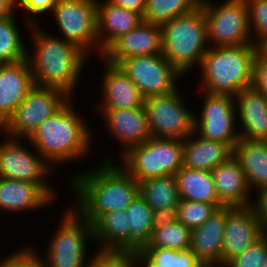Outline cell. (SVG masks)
Instances as JSON below:
<instances>
[{"mask_svg": "<svg viewBox=\"0 0 267 267\" xmlns=\"http://www.w3.org/2000/svg\"><path fill=\"white\" fill-rule=\"evenodd\" d=\"M222 203L194 202L180 199L174 217L190 230L203 225L215 211L223 207Z\"/></svg>", "mask_w": 267, "mask_h": 267, "instance_id": "35", "label": "cell"}, {"mask_svg": "<svg viewBox=\"0 0 267 267\" xmlns=\"http://www.w3.org/2000/svg\"><path fill=\"white\" fill-rule=\"evenodd\" d=\"M226 206L220 207L205 223L191 230L190 251L204 267H222Z\"/></svg>", "mask_w": 267, "mask_h": 267, "instance_id": "18", "label": "cell"}, {"mask_svg": "<svg viewBox=\"0 0 267 267\" xmlns=\"http://www.w3.org/2000/svg\"><path fill=\"white\" fill-rule=\"evenodd\" d=\"M176 89L144 98L151 137L184 140L194 133V114L187 110Z\"/></svg>", "mask_w": 267, "mask_h": 267, "instance_id": "8", "label": "cell"}, {"mask_svg": "<svg viewBox=\"0 0 267 267\" xmlns=\"http://www.w3.org/2000/svg\"><path fill=\"white\" fill-rule=\"evenodd\" d=\"M252 86L267 96V57L258 49L254 60Z\"/></svg>", "mask_w": 267, "mask_h": 267, "instance_id": "40", "label": "cell"}, {"mask_svg": "<svg viewBox=\"0 0 267 267\" xmlns=\"http://www.w3.org/2000/svg\"><path fill=\"white\" fill-rule=\"evenodd\" d=\"M57 0H16V5L21 6L31 15L43 14L53 10Z\"/></svg>", "mask_w": 267, "mask_h": 267, "instance_id": "41", "label": "cell"}, {"mask_svg": "<svg viewBox=\"0 0 267 267\" xmlns=\"http://www.w3.org/2000/svg\"><path fill=\"white\" fill-rule=\"evenodd\" d=\"M117 65L137 86L144 98L175 91L176 77L182 76L163 54L129 57Z\"/></svg>", "mask_w": 267, "mask_h": 267, "instance_id": "12", "label": "cell"}, {"mask_svg": "<svg viewBox=\"0 0 267 267\" xmlns=\"http://www.w3.org/2000/svg\"><path fill=\"white\" fill-rule=\"evenodd\" d=\"M257 49L265 56L267 57V38L262 41L258 46Z\"/></svg>", "mask_w": 267, "mask_h": 267, "instance_id": "45", "label": "cell"}, {"mask_svg": "<svg viewBox=\"0 0 267 267\" xmlns=\"http://www.w3.org/2000/svg\"><path fill=\"white\" fill-rule=\"evenodd\" d=\"M144 267H204L190 251L170 248H146L138 256Z\"/></svg>", "mask_w": 267, "mask_h": 267, "instance_id": "33", "label": "cell"}, {"mask_svg": "<svg viewBox=\"0 0 267 267\" xmlns=\"http://www.w3.org/2000/svg\"><path fill=\"white\" fill-rule=\"evenodd\" d=\"M102 164L71 181L79 198L77 212L92 226L109 212L126 210L140 194L139 183L124 167L112 164L108 157Z\"/></svg>", "mask_w": 267, "mask_h": 267, "instance_id": "1", "label": "cell"}, {"mask_svg": "<svg viewBox=\"0 0 267 267\" xmlns=\"http://www.w3.org/2000/svg\"><path fill=\"white\" fill-rule=\"evenodd\" d=\"M33 26L36 51L33 58L30 59L27 54L26 59L35 85L59 89L70 97L79 81L86 53L76 44L50 37L43 30L39 31L37 25Z\"/></svg>", "mask_w": 267, "mask_h": 267, "instance_id": "2", "label": "cell"}, {"mask_svg": "<svg viewBox=\"0 0 267 267\" xmlns=\"http://www.w3.org/2000/svg\"><path fill=\"white\" fill-rule=\"evenodd\" d=\"M234 97L244 127L240 139L267 141V96L251 86Z\"/></svg>", "mask_w": 267, "mask_h": 267, "instance_id": "22", "label": "cell"}, {"mask_svg": "<svg viewBox=\"0 0 267 267\" xmlns=\"http://www.w3.org/2000/svg\"><path fill=\"white\" fill-rule=\"evenodd\" d=\"M138 257L126 253L98 252L85 267H134Z\"/></svg>", "mask_w": 267, "mask_h": 267, "instance_id": "38", "label": "cell"}, {"mask_svg": "<svg viewBox=\"0 0 267 267\" xmlns=\"http://www.w3.org/2000/svg\"><path fill=\"white\" fill-rule=\"evenodd\" d=\"M199 5L205 16L207 39L213 40L215 47L253 44L246 0H227L218 6L200 0Z\"/></svg>", "mask_w": 267, "mask_h": 267, "instance_id": "7", "label": "cell"}, {"mask_svg": "<svg viewBox=\"0 0 267 267\" xmlns=\"http://www.w3.org/2000/svg\"><path fill=\"white\" fill-rule=\"evenodd\" d=\"M70 98L59 89L34 85L24 101L0 129L3 128L2 130L14 139L16 137L28 138L46 119L58 112Z\"/></svg>", "mask_w": 267, "mask_h": 267, "instance_id": "9", "label": "cell"}, {"mask_svg": "<svg viewBox=\"0 0 267 267\" xmlns=\"http://www.w3.org/2000/svg\"><path fill=\"white\" fill-rule=\"evenodd\" d=\"M189 135L183 140V166L189 169L212 171L233 156V149L225 143Z\"/></svg>", "mask_w": 267, "mask_h": 267, "instance_id": "25", "label": "cell"}, {"mask_svg": "<svg viewBox=\"0 0 267 267\" xmlns=\"http://www.w3.org/2000/svg\"><path fill=\"white\" fill-rule=\"evenodd\" d=\"M211 172L216 194L224 206H252L253 202L248 196L250 187L240 163L234 156L217 165Z\"/></svg>", "mask_w": 267, "mask_h": 267, "instance_id": "19", "label": "cell"}, {"mask_svg": "<svg viewBox=\"0 0 267 267\" xmlns=\"http://www.w3.org/2000/svg\"><path fill=\"white\" fill-rule=\"evenodd\" d=\"M261 267H267V260L264 262V264Z\"/></svg>", "mask_w": 267, "mask_h": 267, "instance_id": "46", "label": "cell"}, {"mask_svg": "<svg viewBox=\"0 0 267 267\" xmlns=\"http://www.w3.org/2000/svg\"><path fill=\"white\" fill-rule=\"evenodd\" d=\"M191 247V230L175 217L158 218L147 248H170L187 251Z\"/></svg>", "mask_w": 267, "mask_h": 267, "instance_id": "31", "label": "cell"}, {"mask_svg": "<svg viewBox=\"0 0 267 267\" xmlns=\"http://www.w3.org/2000/svg\"><path fill=\"white\" fill-rule=\"evenodd\" d=\"M200 0H147L142 14L144 22L162 25L195 10Z\"/></svg>", "mask_w": 267, "mask_h": 267, "instance_id": "32", "label": "cell"}, {"mask_svg": "<svg viewBox=\"0 0 267 267\" xmlns=\"http://www.w3.org/2000/svg\"><path fill=\"white\" fill-rule=\"evenodd\" d=\"M179 198L194 202L221 203L212 172L182 167L175 175Z\"/></svg>", "mask_w": 267, "mask_h": 267, "instance_id": "30", "label": "cell"}, {"mask_svg": "<svg viewBox=\"0 0 267 267\" xmlns=\"http://www.w3.org/2000/svg\"><path fill=\"white\" fill-rule=\"evenodd\" d=\"M54 200L39 184L0 178V211L38 209Z\"/></svg>", "mask_w": 267, "mask_h": 267, "instance_id": "24", "label": "cell"}, {"mask_svg": "<svg viewBox=\"0 0 267 267\" xmlns=\"http://www.w3.org/2000/svg\"><path fill=\"white\" fill-rule=\"evenodd\" d=\"M162 54L182 75L196 63L201 64L208 50L207 26L200 5L188 14L161 25Z\"/></svg>", "mask_w": 267, "mask_h": 267, "instance_id": "5", "label": "cell"}, {"mask_svg": "<svg viewBox=\"0 0 267 267\" xmlns=\"http://www.w3.org/2000/svg\"><path fill=\"white\" fill-rule=\"evenodd\" d=\"M104 63L106 73L103 78L104 102L101 109L142 108L144 97L137 86L118 65Z\"/></svg>", "mask_w": 267, "mask_h": 267, "instance_id": "23", "label": "cell"}, {"mask_svg": "<svg viewBox=\"0 0 267 267\" xmlns=\"http://www.w3.org/2000/svg\"><path fill=\"white\" fill-rule=\"evenodd\" d=\"M267 260V232L224 267H261Z\"/></svg>", "mask_w": 267, "mask_h": 267, "instance_id": "36", "label": "cell"}, {"mask_svg": "<svg viewBox=\"0 0 267 267\" xmlns=\"http://www.w3.org/2000/svg\"><path fill=\"white\" fill-rule=\"evenodd\" d=\"M101 110L109 130L125 145L123 154L151 138L144 107Z\"/></svg>", "mask_w": 267, "mask_h": 267, "instance_id": "20", "label": "cell"}, {"mask_svg": "<svg viewBox=\"0 0 267 267\" xmlns=\"http://www.w3.org/2000/svg\"><path fill=\"white\" fill-rule=\"evenodd\" d=\"M97 1V34L100 49L103 52L120 36L142 23V14L118 7L107 2L98 3Z\"/></svg>", "mask_w": 267, "mask_h": 267, "instance_id": "21", "label": "cell"}, {"mask_svg": "<svg viewBox=\"0 0 267 267\" xmlns=\"http://www.w3.org/2000/svg\"><path fill=\"white\" fill-rule=\"evenodd\" d=\"M139 186L140 195L159 218L174 217L180 201L175 176L149 178L140 181Z\"/></svg>", "mask_w": 267, "mask_h": 267, "instance_id": "27", "label": "cell"}, {"mask_svg": "<svg viewBox=\"0 0 267 267\" xmlns=\"http://www.w3.org/2000/svg\"><path fill=\"white\" fill-rule=\"evenodd\" d=\"M131 229V255L139 256L148 246L158 216L139 194L125 210Z\"/></svg>", "mask_w": 267, "mask_h": 267, "instance_id": "29", "label": "cell"}, {"mask_svg": "<svg viewBox=\"0 0 267 267\" xmlns=\"http://www.w3.org/2000/svg\"><path fill=\"white\" fill-rule=\"evenodd\" d=\"M70 101L27 138L39 155L52 164L73 158L77 160L89 150L91 133L69 104Z\"/></svg>", "mask_w": 267, "mask_h": 267, "instance_id": "3", "label": "cell"}, {"mask_svg": "<svg viewBox=\"0 0 267 267\" xmlns=\"http://www.w3.org/2000/svg\"><path fill=\"white\" fill-rule=\"evenodd\" d=\"M65 213L47 249V266L85 267V238L94 239L93 227L77 211Z\"/></svg>", "mask_w": 267, "mask_h": 267, "instance_id": "11", "label": "cell"}, {"mask_svg": "<svg viewBox=\"0 0 267 267\" xmlns=\"http://www.w3.org/2000/svg\"><path fill=\"white\" fill-rule=\"evenodd\" d=\"M205 94L201 115L199 118L194 116V133L199 131V137L228 144L233 149L240 139L234 127L235 97L230 94Z\"/></svg>", "mask_w": 267, "mask_h": 267, "instance_id": "13", "label": "cell"}, {"mask_svg": "<svg viewBox=\"0 0 267 267\" xmlns=\"http://www.w3.org/2000/svg\"><path fill=\"white\" fill-rule=\"evenodd\" d=\"M27 59L0 64V128L34 87Z\"/></svg>", "mask_w": 267, "mask_h": 267, "instance_id": "17", "label": "cell"}, {"mask_svg": "<svg viewBox=\"0 0 267 267\" xmlns=\"http://www.w3.org/2000/svg\"><path fill=\"white\" fill-rule=\"evenodd\" d=\"M14 15L0 20V64L13 63L27 58Z\"/></svg>", "mask_w": 267, "mask_h": 267, "instance_id": "34", "label": "cell"}, {"mask_svg": "<svg viewBox=\"0 0 267 267\" xmlns=\"http://www.w3.org/2000/svg\"><path fill=\"white\" fill-rule=\"evenodd\" d=\"M52 13L64 34V40L76 44L87 54L95 46L100 48L96 0H57Z\"/></svg>", "mask_w": 267, "mask_h": 267, "instance_id": "10", "label": "cell"}, {"mask_svg": "<svg viewBox=\"0 0 267 267\" xmlns=\"http://www.w3.org/2000/svg\"><path fill=\"white\" fill-rule=\"evenodd\" d=\"M257 46L208 47L201 61L204 89L210 94L235 96L253 84Z\"/></svg>", "mask_w": 267, "mask_h": 267, "instance_id": "4", "label": "cell"}, {"mask_svg": "<svg viewBox=\"0 0 267 267\" xmlns=\"http://www.w3.org/2000/svg\"><path fill=\"white\" fill-rule=\"evenodd\" d=\"M16 0H0V20L14 15Z\"/></svg>", "mask_w": 267, "mask_h": 267, "instance_id": "44", "label": "cell"}, {"mask_svg": "<svg viewBox=\"0 0 267 267\" xmlns=\"http://www.w3.org/2000/svg\"><path fill=\"white\" fill-rule=\"evenodd\" d=\"M233 156L240 163L250 189L267 186V141L239 139Z\"/></svg>", "mask_w": 267, "mask_h": 267, "instance_id": "28", "label": "cell"}, {"mask_svg": "<svg viewBox=\"0 0 267 267\" xmlns=\"http://www.w3.org/2000/svg\"><path fill=\"white\" fill-rule=\"evenodd\" d=\"M35 253L30 248H24L19 252L17 251L9 255L0 265L1 267H48L47 263H45L46 261Z\"/></svg>", "mask_w": 267, "mask_h": 267, "instance_id": "39", "label": "cell"}, {"mask_svg": "<svg viewBox=\"0 0 267 267\" xmlns=\"http://www.w3.org/2000/svg\"><path fill=\"white\" fill-rule=\"evenodd\" d=\"M112 4L143 14L147 0H109Z\"/></svg>", "mask_w": 267, "mask_h": 267, "instance_id": "43", "label": "cell"}, {"mask_svg": "<svg viewBox=\"0 0 267 267\" xmlns=\"http://www.w3.org/2000/svg\"><path fill=\"white\" fill-rule=\"evenodd\" d=\"M154 54H162L161 26L142 21L137 27L117 38L101 56L104 61L117 65L129 57Z\"/></svg>", "mask_w": 267, "mask_h": 267, "instance_id": "16", "label": "cell"}, {"mask_svg": "<svg viewBox=\"0 0 267 267\" xmlns=\"http://www.w3.org/2000/svg\"><path fill=\"white\" fill-rule=\"evenodd\" d=\"M8 139L0 145V178L39 184L54 199V190L45 182L48 162L28 151L18 138Z\"/></svg>", "mask_w": 267, "mask_h": 267, "instance_id": "14", "label": "cell"}, {"mask_svg": "<svg viewBox=\"0 0 267 267\" xmlns=\"http://www.w3.org/2000/svg\"><path fill=\"white\" fill-rule=\"evenodd\" d=\"M266 232L252 206H226L222 267L250 245L254 244Z\"/></svg>", "mask_w": 267, "mask_h": 267, "instance_id": "15", "label": "cell"}, {"mask_svg": "<svg viewBox=\"0 0 267 267\" xmlns=\"http://www.w3.org/2000/svg\"><path fill=\"white\" fill-rule=\"evenodd\" d=\"M258 191L257 201L255 204H252V207L264 229L267 231V186L260 188Z\"/></svg>", "mask_w": 267, "mask_h": 267, "instance_id": "42", "label": "cell"}, {"mask_svg": "<svg viewBox=\"0 0 267 267\" xmlns=\"http://www.w3.org/2000/svg\"><path fill=\"white\" fill-rule=\"evenodd\" d=\"M92 227L93 238L102 241L104 246L100 248V252L131 255L132 231L128 227V213L125 210H115L103 215Z\"/></svg>", "mask_w": 267, "mask_h": 267, "instance_id": "26", "label": "cell"}, {"mask_svg": "<svg viewBox=\"0 0 267 267\" xmlns=\"http://www.w3.org/2000/svg\"><path fill=\"white\" fill-rule=\"evenodd\" d=\"M249 9V26L259 37L253 45L258 46L267 38V0H246ZM256 43V44H255Z\"/></svg>", "mask_w": 267, "mask_h": 267, "instance_id": "37", "label": "cell"}, {"mask_svg": "<svg viewBox=\"0 0 267 267\" xmlns=\"http://www.w3.org/2000/svg\"><path fill=\"white\" fill-rule=\"evenodd\" d=\"M183 140L151 137L123 155L124 169L140 181L175 176L183 167Z\"/></svg>", "mask_w": 267, "mask_h": 267, "instance_id": "6", "label": "cell"}]
</instances>
